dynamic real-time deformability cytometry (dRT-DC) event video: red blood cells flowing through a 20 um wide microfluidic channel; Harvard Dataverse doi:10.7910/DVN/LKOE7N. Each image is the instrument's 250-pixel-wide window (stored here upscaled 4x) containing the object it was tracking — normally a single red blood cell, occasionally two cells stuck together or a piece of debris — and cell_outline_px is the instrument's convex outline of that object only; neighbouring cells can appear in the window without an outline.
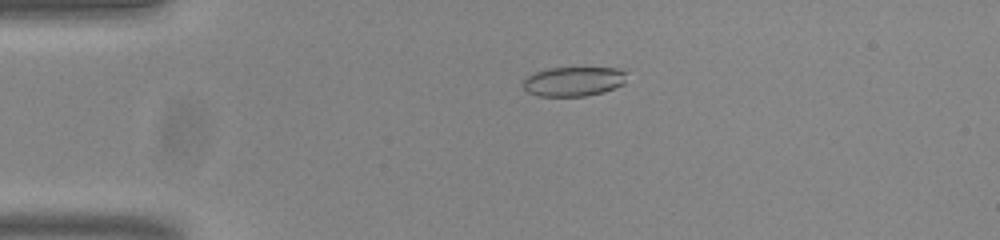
{"species": "common noctule bat (a hibernating species)", "species_latin": "Nyctalus noctula", "temperature_condition": "room temperature", "stored_images_in_passage": 50, "camera_frame_rate_fps": 3000, "um_per_image_px": 0.085, "animal": {"sex": "male", "body_mass_g": 20.0, "forearm_length_mm": 53.3}, "frame": {"image": 1, "passage_image": 8, "time_ms": 2.333, "image_size_px": [1000, 240], "cell_outline_px": [[628, 72], [624, 84], [604, 92], [584, 96], [536, 96], [528, 92], [520, 84], [532, 72], [548, 68], [616, 68]], "centroid_in_image_um": [48.74, 6.92], "position_along_channel_um": 36.3, "area_um2": 18.03}}
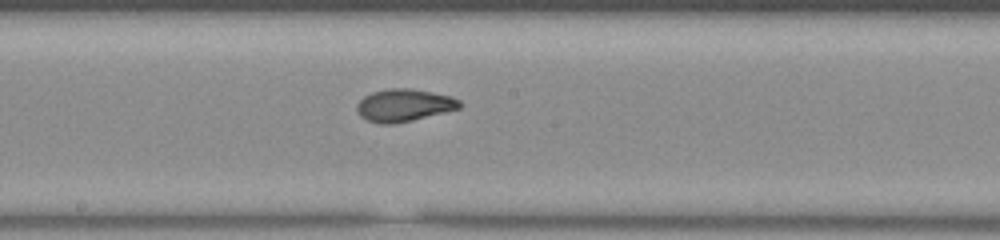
{"frame": {"image": 2, "passage_image": 25, "time_ms": 8.0, "image_size_px": [1000, 240], "cell_outline_px": [[460, 108], [396, 124], [380, 124], [368, 120], [360, 116], [356, 108], [356, 104], [364, 96], [372, 92], [388, 88], [408, 88], [432, 92], [452, 96], [460, 100]], "centroid_in_image_um": [34.31, 8.94], "position_along_channel_um": 213.9, "area_um2": 19.42}}
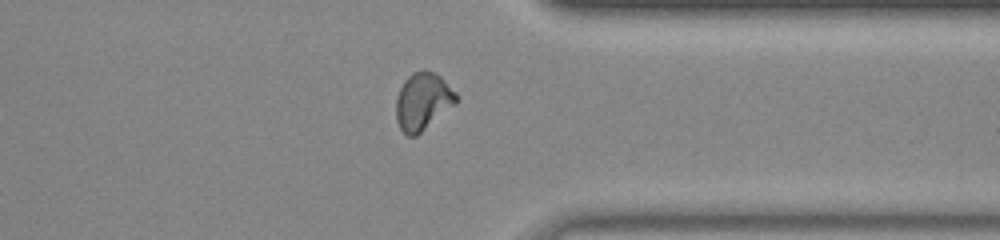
{"frame": {"image": 3, "passage_image": 38, "time_ms": 12.333, "image_size_px": [1000, 240], "cell_outline_px": [[460, 100], [456, 104], [416, 136], [408, 136], [400, 128], [396, 120], [396, 96], [404, 80], [412, 72], [424, 68], [440, 76], [456, 92]], "centroid_in_image_um": [35.95, 8.6], "position_along_channel_um": 375.5, "area_um2": 20.35}, "authors_computed_cell_mechanics": {"area_um2": 19.2474, "velocity_mm_per_s": 3.8266, "shape_relaxation_time_tau1_ms": 5.2698, "shape_relaxation_time_tau2_ms": 0.9444, "deformation_change_tau1": 0.1748, "deformation_change_tau2": 0.0553}}